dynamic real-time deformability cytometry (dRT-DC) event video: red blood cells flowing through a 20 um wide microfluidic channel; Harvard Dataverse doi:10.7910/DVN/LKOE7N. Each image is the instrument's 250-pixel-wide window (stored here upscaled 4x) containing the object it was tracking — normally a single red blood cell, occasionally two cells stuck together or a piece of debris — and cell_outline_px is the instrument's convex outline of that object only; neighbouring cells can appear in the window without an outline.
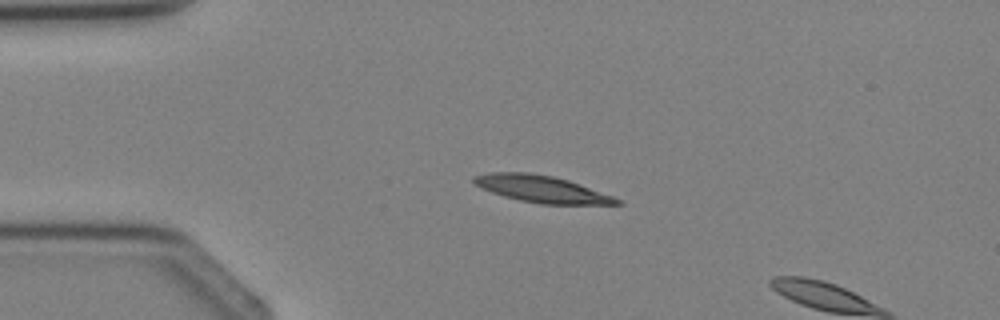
{"species": "Egyptian fruit bat (a non-hibernating species)", "species_latin": "Rousettus aegyptiacus", "temperature_condition": "cold", "stored_images_in_passage": 3, "camera_frame_rate_fps": 3000, "um_per_image_px": 0.085, "animal": {"sex": "female"}, "frame": {"image": 1, "passage_image": 2, "time_ms": 1.333, "image_size_px": [1000, 320], "cell_outline_px": [[624, 204], [540, 204], [520, 200], [504, 196], [492, 192], [476, 184], [472, 180], [472, 176], [492, 172], [528, 172], [552, 176], [568, 180], [612, 196], [620, 200]], "centroid_in_image_um": [46.02, 16.06], "position_along_channel_um": 39.0, "area_um2": 22.02}}